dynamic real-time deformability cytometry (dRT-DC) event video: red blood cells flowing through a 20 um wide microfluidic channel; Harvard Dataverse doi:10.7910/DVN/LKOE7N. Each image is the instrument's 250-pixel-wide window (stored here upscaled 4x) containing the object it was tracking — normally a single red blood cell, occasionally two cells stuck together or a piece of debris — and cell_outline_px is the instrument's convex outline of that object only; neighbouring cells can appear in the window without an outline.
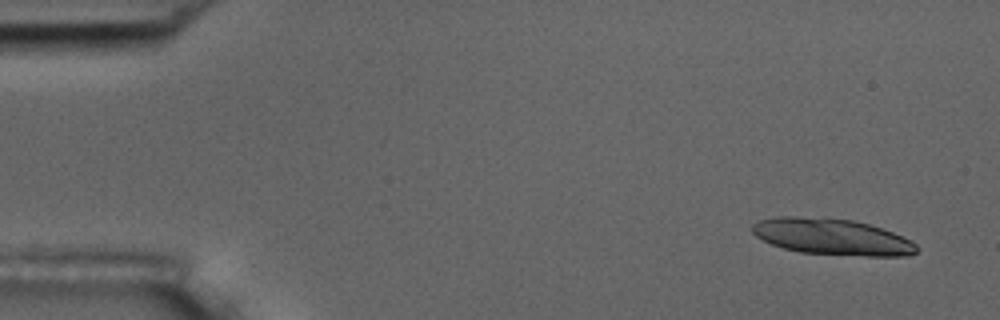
{"species": "common noctule bat (a hibernating species)", "species_latin": "Nyctalus noctula", "temperature_condition": "room temperature", "stored_images_in_passage": 4, "camera_frame_rate_fps": 3000, "um_per_image_px": 0.085, "animal": {"sex": "male", "body_mass_g": 17.5, "forearm_length_mm": 52.3}, "frame": {"image": 1, "passage_image": 1, "time_ms": 0.0, "image_size_px": [1000, 320], "cell_outline_px": [[920, 248], [916, 252], [908, 256], [864, 256], [800, 252], [784, 248], [772, 244], [756, 236], [752, 232], [752, 224], [760, 220], [780, 216], [796, 216], [852, 220], [868, 224], [892, 232], [912, 240]], "centroid_in_image_um": [70.75, 20.13], "position_along_channel_um": 14.2, "area_um2": 34.56}}